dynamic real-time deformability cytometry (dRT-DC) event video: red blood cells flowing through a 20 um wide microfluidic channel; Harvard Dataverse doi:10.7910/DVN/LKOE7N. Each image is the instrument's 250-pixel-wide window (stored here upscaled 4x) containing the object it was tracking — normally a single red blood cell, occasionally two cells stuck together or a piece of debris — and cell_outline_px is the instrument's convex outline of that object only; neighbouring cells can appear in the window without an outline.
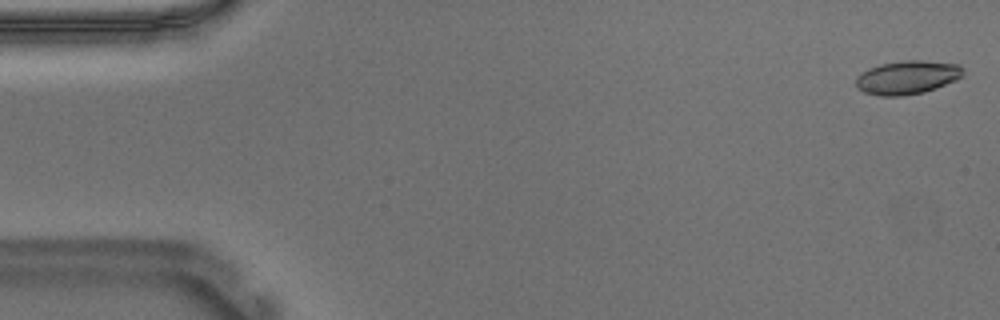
{"species": "Egyptian fruit bat (a non-hibernating species)", "species_latin": "Rousettus aegyptiacus", "temperature_condition": "warm", "stored_images_in_passage": 54, "camera_frame_rate_fps": 3000, "um_per_image_px": 0.085, "animal": {"sex": "male"}, "frame": {"image": 1, "passage_image": 1, "time_ms": 0.0, "image_size_px": [1000, 320], "cell_outline_px": [[964, 76], [956, 80], [936, 88], [924, 92], [900, 96], [880, 96], [864, 92], [856, 88], [856, 76], [860, 72], [868, 68], [880, 64], [904, 60], [924, 60], [960, 64], [964, 68]], "centroid_in_image_um": [77.12, 6.57], "position_along_channel_um": 7.9, "area_um2": 21.33}}
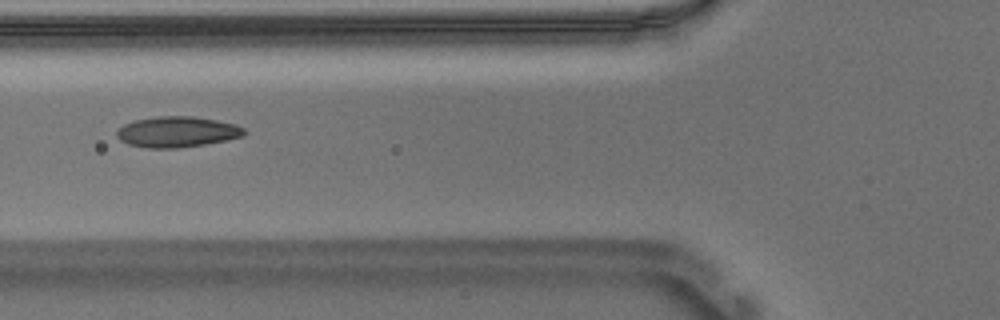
{"frame": {"image": 2, "passage_image": 20, "time_ms": 6.333, "image_size_px": [1000, 320], "cell_outline_px": [[244, 136], [228, 140], [180, 148], [148, 148], [128, 144], [120, 140], [116, 136], [116, 132], [124, 124], [136, 120], [160, 116], [192, 116], [216, 120], [236, 124], [244, 128]], "centroid_in_image_um": [15.06, 11.21], "position_along_channel_um": 110.7, "area_um2": 22.77}}
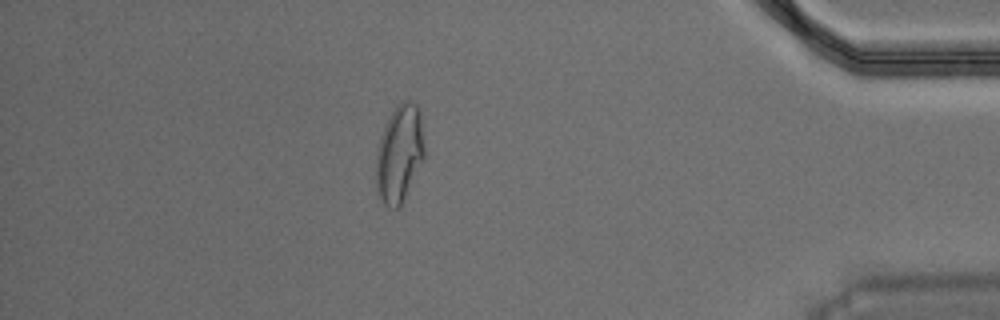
{"frame": {"image": 3, "passage_image": 47, "time_ms": 15.333, "image_size_px": [1000, 320], "cell_outline_px": [[424, 160], [400, 208], [392, 208], [384, 204], [376, 192], [376, 152], [380, 136], [392, 112], [404, 100], [412, 100], [420, 108], [424, 148]], "centroid_in_image_um": [33.96, 13.1], "position_along_channel_um": 401.2, "area_um2": 27.69}, "authors_computed_cell_mechanics": {"area_um2": 21.9929, "velocity_mm_per_s": 3.6992, "shape_relaxation_time_tau1_ms": 5.52, "shape_relaxation_time_tau2_ms": 1.477, "deformation_change_tau1": 0.1908, "deformation_change_tau2": 0.0722}}